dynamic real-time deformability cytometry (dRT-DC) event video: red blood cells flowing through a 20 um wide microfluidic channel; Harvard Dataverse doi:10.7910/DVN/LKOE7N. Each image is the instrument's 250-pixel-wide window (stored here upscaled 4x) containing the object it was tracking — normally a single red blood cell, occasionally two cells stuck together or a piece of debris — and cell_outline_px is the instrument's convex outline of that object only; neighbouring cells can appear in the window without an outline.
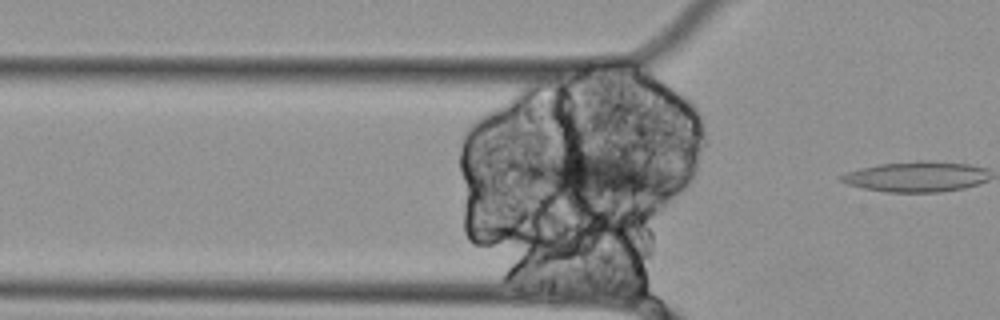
{"species": "Egyptian fruit bat (a non-hibernating species)", "species_latin": "Rousettus aegyptiacus", "temperature_condition": "cold", "stored_images_in_passage": 4, "segment_of_instrument_passage": [1, 2], "camera_frame_rate_fps": 3000, "um_per_image_px": 0.085, "animal": {"sex": "female"}, "frame": {"image": 1, "passage_image": 3, "time_ms": 0.667, "image_size_px": [1000, 320], "cell_outline_px": [[684, 172], [680, 184], [672, 192], [656, 200], [652, 200], [560, 196], [528, 176], [524, 168], [524, 164], [576, 148], [616, 156]], "centroid_in_image_um": [51.22, 14.98], "position_along_channel_um": 74.6, "area_um2": 40.92}}